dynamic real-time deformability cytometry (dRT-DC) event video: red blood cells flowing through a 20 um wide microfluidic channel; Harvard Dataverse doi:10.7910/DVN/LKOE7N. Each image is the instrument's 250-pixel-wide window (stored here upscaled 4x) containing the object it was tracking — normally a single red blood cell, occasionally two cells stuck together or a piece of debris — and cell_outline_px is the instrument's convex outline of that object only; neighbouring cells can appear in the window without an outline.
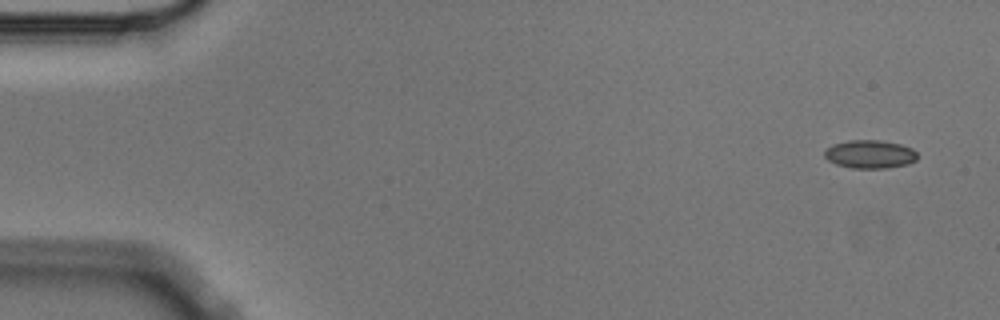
{"species": "Egyptian fruit bat (a non-hibernating species)", "species_latin": "Rousettus aegyptiacus", "temperature_condition": "cold", "stored_images_in_passage": 5, "camera_frame_rate_fps": 3000, "um_per_image_px": 0.085, "animal": {"sex": "male"}, "frame": {"image": 1, "passage_image": 1, "time_ms": 0.0, "image_size_px": [1000, 320], "cell_outline_px": [[916, 160], [908, 164], [884, 168], [852, 168], [836, 164], [828, 160], [824, 156], [824, 152], [832, 144], [848, 140], [880, 140], [900, 144], [912, 148], [916, 152]], "centroid_in_image_um": [73.93, 13.1], "position_along_channel_um": 11.1, "area_um2": 15.26}}
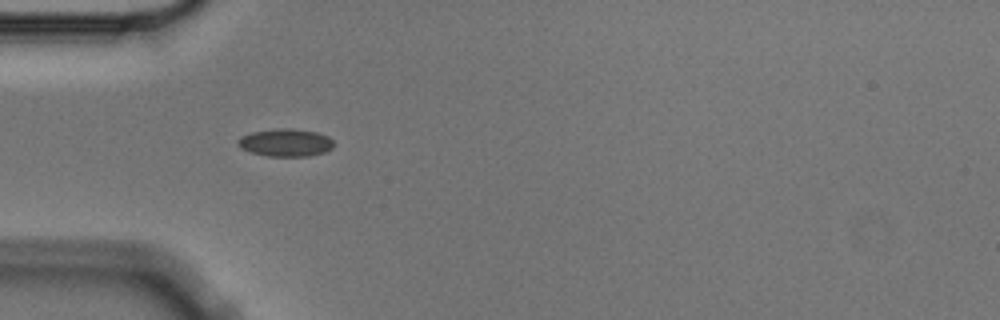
{"frame": {"image": 2, "passage_image": 4, "time_ms": 1.0, "image_size_px": [1000, 320], "cell_outline_px": [[336, 144], [332, 148], [324, 152], [308, 156], [268, 156], [252, 152], [240, 148], [236, 144], [236, 140], [240, 136], [252, 132], [276, 128], [292, 128], [316, 132], [328, 136]], "centroid_in_image_um": [24.26, 12.11], "position_along_channel_um": 60.7, "area_um2": 15.61}}
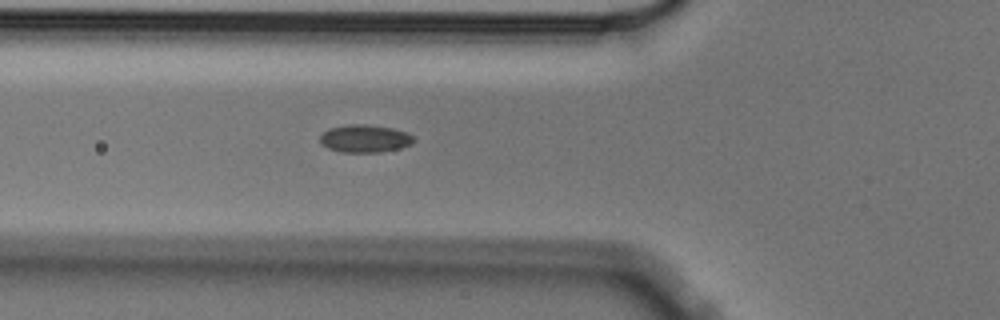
{"frame": {"image": 3, "passage_image": 5, "time_ms": 1.333, "image_size_px": [1000, 320], "cell_outline_px": [[416, 140], [412, 144], [400, 148], [380, 152], [340, 152], [328, 148], [320, 144], [320, 136], [328, 128], [348, 124], [364, 124], [392, 128], [404, 132], [412, 136]], "centroid_in_image_um": [30.98, 11.78], "position_along_channel_um": 94.8, "area_um2": 15.14}}